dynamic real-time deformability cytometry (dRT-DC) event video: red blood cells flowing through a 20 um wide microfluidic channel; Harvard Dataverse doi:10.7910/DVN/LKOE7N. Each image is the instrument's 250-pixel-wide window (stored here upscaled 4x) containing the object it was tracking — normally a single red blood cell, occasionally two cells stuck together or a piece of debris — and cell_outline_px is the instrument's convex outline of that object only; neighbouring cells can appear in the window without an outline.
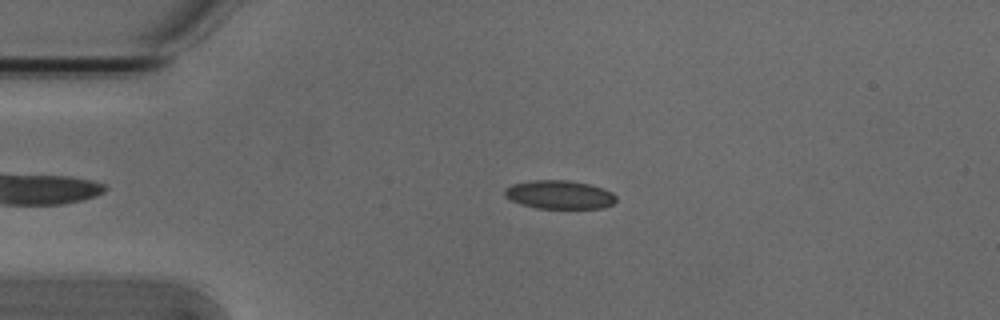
{"species": "Egyptian fruit bat (a non-hibernating species)", "species_latin": "Rousettus aegyptiacus", "temperature_condition": "cold", "stored_images_in_passage": 52, "camera_frame_rate_fps": 3000, "um_per_image_px": 0.085, "animal": {"sex": "male"}, "frame": {"image": 1, "passage_image": 11, "time_ms": 3.333, "image_size_px": [1000, 320], "cell_outline_px": [[616, 200], [612, 204], [604, 208], [536, 208], [520, 204], [504, 196], [504, 188], [512, 184], [532, 180], [568, 180], [588, 184], [604, 188], [612, 192], [616, 196]], "centroid_in_image_um": [47.54, 16.54], "position_along_channel_um": 37.5, "area_um2": 18.61}}
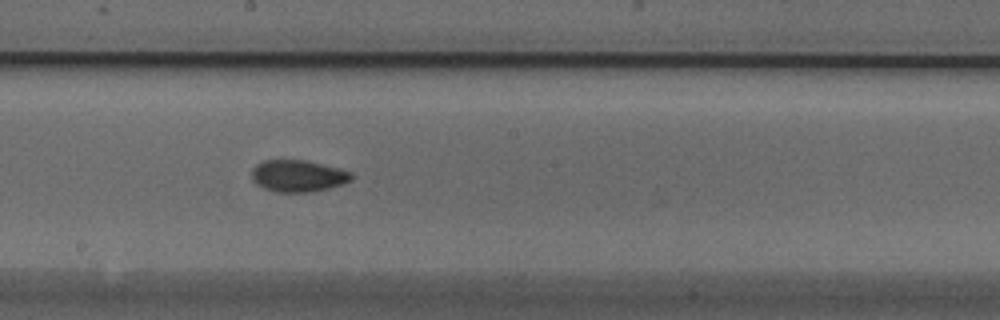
{"frame": {"image": 2, "passage_image": 28, "time_ms": 9.0, "image_size_px": [1000, 320], "cell_outline_px": [[352, 180], [328, 188], [308, 192], [276, 192], [264, 188], [256, 184], [252, 180], [252, 168], [256, 164], [264, 160], [308, 160], [340, 168], [352, 172]], "centroid_in_image_um": [25.32, 14.94], "position_along_channel_um": 222.9, "area_um2": 18.55}}
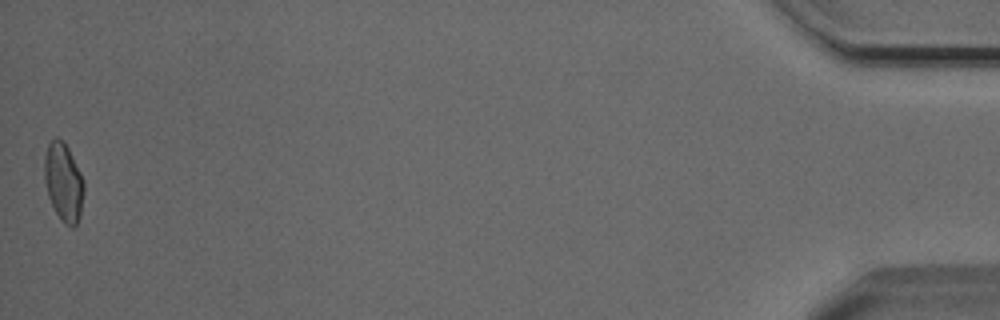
{"frame": {"image": 3, "passage_image": 52, "time_ms": 17.0, "image_size_px": [1000, 320], "cell_outline_px": [[84, 188], [80, 216], [76, 224], [72, 228], [64, 224], [60, 220], [48, 196], [44, 180], [44, 156], [48, 144], [56, 136], [64, 140], [84, 180]], "centroid_in_image_um": [5.39, 15.47], "position_along_channel_um": 429.8, "area_um2": 18.15}, "authors_computed_cell_mechanics": {"area_um2": 18.1492, "velocity_mm_per_s": 3.8496, "shape_relaxation_time_tau1_ms": 6.0571, "shape_relaxation_time_tau2_ms": 3.4232, "deformation_change_tau1": 0.1335, "deformation_change_tau2": 0.0634}}